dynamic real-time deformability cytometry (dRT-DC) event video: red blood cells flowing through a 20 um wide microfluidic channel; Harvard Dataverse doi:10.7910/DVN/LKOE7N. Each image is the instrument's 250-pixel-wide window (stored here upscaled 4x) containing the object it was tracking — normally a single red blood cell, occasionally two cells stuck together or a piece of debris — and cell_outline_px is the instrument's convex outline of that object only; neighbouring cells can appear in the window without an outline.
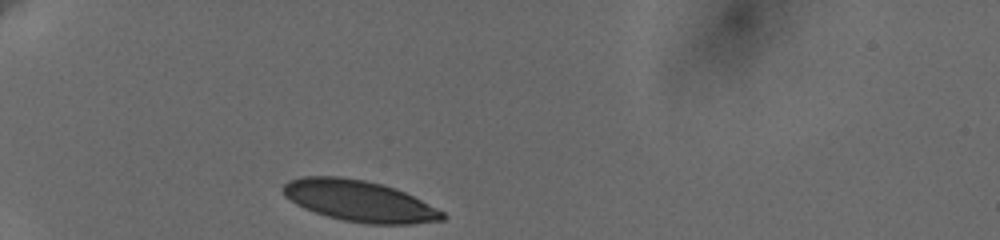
{"species": "human", "species_latin": "Homo sapiens", "temperature_condition": "cold", "stored_images_in_passage": 33, "camera_frame_rate_fps": 3000, "um_per_image_px": 0.085, "donor": {"sex": "female"}, "frame": {"image": 1, "passage_image": 1, "time_ms": 0.0, "image_size_px": [1000, 240], "cell_outline_px": [[448, 216], [444, 220], [412, 224], [364, 224], [344, 220], [328, 216], [304, 208], [296, 204], [284, 196], [280, 188], [288, 180], [304, 176], [336, 176], [364, 180], [384, 184], [396, 188], [444, 212]], "centroid_in_image_um": [30.52, 17.08], "position_along_channel_um": 54.5, "area_um2": 38.26}}
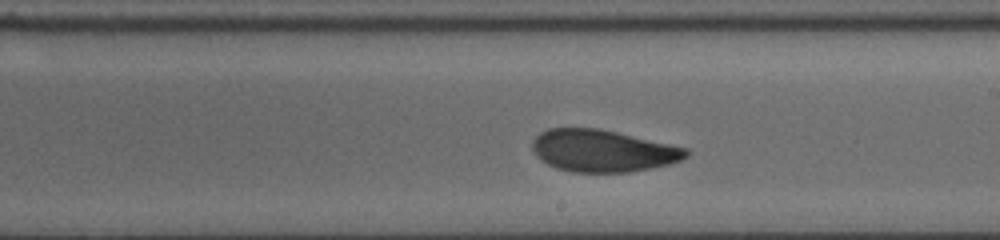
{"frame": {"image": 2, "passage_image": 19, "time_ms": 6.0, "image_size_px": [1000, 240], "cell_outline_px": [[688, 156], [672, 164], [652, 168], [628, 172], [572, 172], [556, 168], [540, 160], [536, 156], [532, 148], [532, 140], [540, 132], [548, 128], [596, 128], [616, 132], [688, 148]], "centroid_in_image_um": [51.21, 12.82], "position_along_channel_um": 237.8, "area_um2": 37.74}}
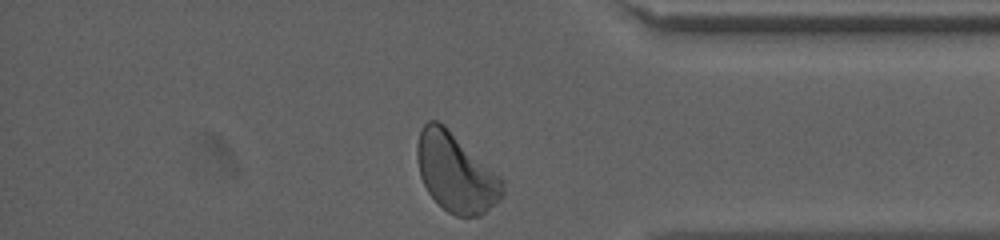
{"frame": {"image": 3, "passage_image": 33, "time_ms": 10.667, "image_size_px": [1000, 240], "cell_outline_px": [[504, 196], [500, 200], [480, 216], [456, 216], [448, 212], [428, 192], [420, 176], [416, 160], [416, 144], [420, 128], [428, 120], [436, 120], [444, 124], [500, 176], [504, 180]], "centroid_in_image_um": [38.74, 14.66], "position_along_channel_um": 396.5, "area_um2": 39.36}, "authors_computed_cell_mechanics": {"area_um2": 38.2636, "velocity_mm_per_s": 3.5984, "shape_relaxation_time_tau1_ms": 4.3343, "shape_relaxation_time_tau2_ms": 1.5421, "deformation_change_tau1": 0.1457, "deformation_change_tau2": 0.0641}}